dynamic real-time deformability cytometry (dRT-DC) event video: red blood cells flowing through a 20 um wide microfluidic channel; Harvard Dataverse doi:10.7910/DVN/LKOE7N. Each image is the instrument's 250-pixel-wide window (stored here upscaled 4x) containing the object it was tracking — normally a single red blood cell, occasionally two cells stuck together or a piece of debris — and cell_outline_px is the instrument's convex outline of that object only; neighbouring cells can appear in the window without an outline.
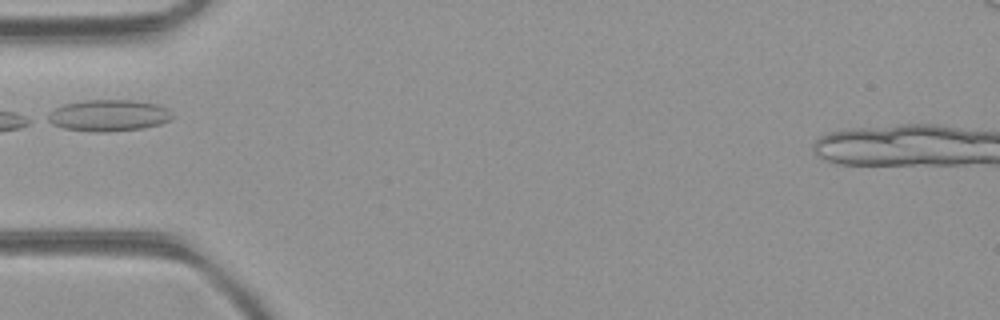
{"species": "common noctule bat (a hibernating species)", "species_latin": "Nyctalus noctula", "temperature_condition": "room temperature", "stored_images_in_passage": 32, "camera_frame_rate_fps": 3000, "um_per_image_px": 0.085, "animal": {"sex": "female", "body_mass_g": 21.9}, "frame": {"image": 1, "passage_image": 1, "time_ms": 0.0, "image_size_px": [1000, 320], "cell_outline_px": [[172, 116], [168, 120], [160, 124], [140, 128], [108, 132], [92, 132], [64, 128], [52, 124], [44, 120], [56, 108], [64, 104], [84, 100], [132, 100], [156, 104], [168, 108]], "centroid_in_image_um": [9.2, 9.81], "position_along_channel_um": 75.8, "area_um2": 22.72}}
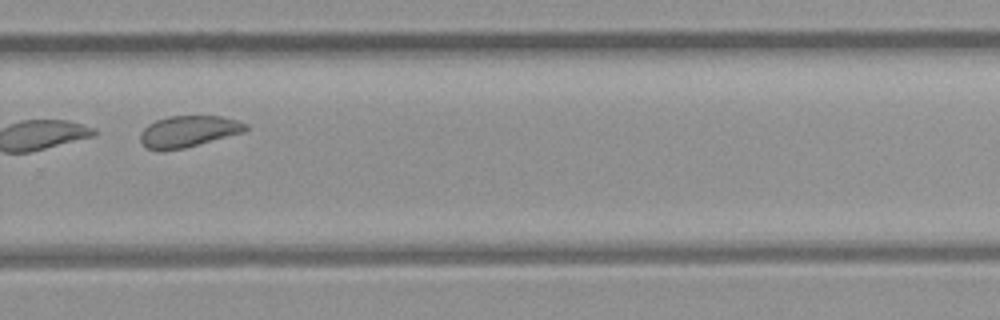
{"frame": {"image": 2, "passage_image": 19, "time_ms": 6.0, "image_size_px": [1000, 320], "cell_outline_px": [[248, 128], [244, 132], [184, 148], [160, 152], [148, 148], [140, 140], [140, 132], [148, 124], [156, 120], [168, 116], [220, 116], [236, 120], [248, 124]], "centroid_in_image_um": [15.99, 11.17], "position_along_channel_um": 313.8, "area_um2": 19.31}}